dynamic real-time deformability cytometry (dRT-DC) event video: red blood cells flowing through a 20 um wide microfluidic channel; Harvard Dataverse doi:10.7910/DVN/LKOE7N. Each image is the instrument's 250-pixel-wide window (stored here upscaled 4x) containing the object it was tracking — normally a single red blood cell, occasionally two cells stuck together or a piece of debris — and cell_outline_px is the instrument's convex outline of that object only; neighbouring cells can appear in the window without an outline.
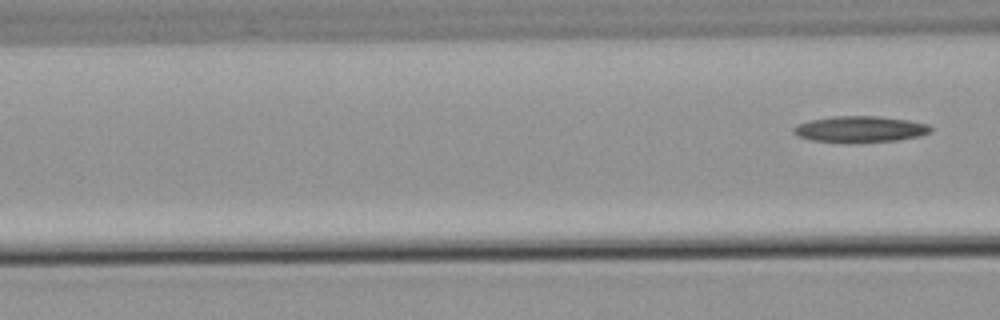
{"species": "common noctule bat (a hibernating species)", "species_latin": "Nyctalus noctula", "temperature_condition": "warm", "stored_images_in_passage": 8, "segment_of_instrument_passage": [2, 2], "camera_frame_rate_fps": 3000, "um_per_image_px": 0.085, "animal": {"sex": "male", "body_mass_g": 21.5, "forearm_length_mm": 52.0}, "frame": {"image": 1, "passage_image": 8, "time_ms": 9.333, "image_size_px": [1000, 320], "cell_outline_px": [[932, 132], [920, 136], [896, 140], [812, 140], [796, 136], [792, 132], [792, 128], [808, 120], [836, 116], [876, 116], [908, 120], [928, 124], [932, 128]], "centroid_in_image_um": [73.13, 10.94], "position_along_channel_um": 93.5, "area_um2": 20.06}}